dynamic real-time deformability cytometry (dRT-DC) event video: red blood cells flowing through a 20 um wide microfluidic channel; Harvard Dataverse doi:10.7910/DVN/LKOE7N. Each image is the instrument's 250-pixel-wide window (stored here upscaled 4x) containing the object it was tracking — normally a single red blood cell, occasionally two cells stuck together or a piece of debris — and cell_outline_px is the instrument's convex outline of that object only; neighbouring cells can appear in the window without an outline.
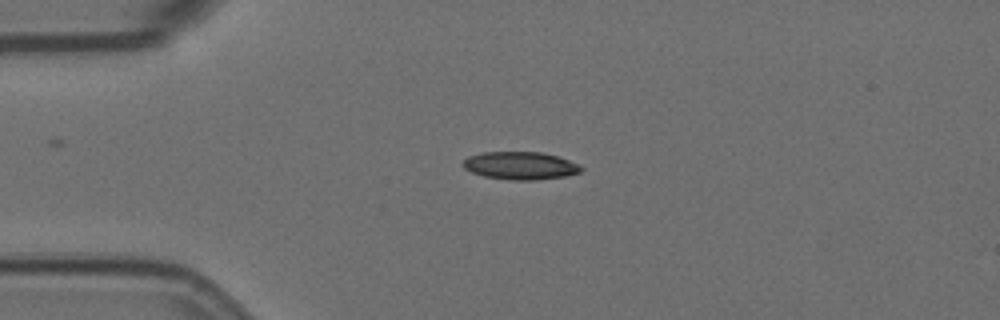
{"species": "Egyptian fruit bat (a non-hibernating species)", "species_latin": "Rousettus aegyptiacus", "temperature_condition": "room temperature", "stored_images_in_passage": 5, "camera_frame_rate_fps": 3000, "um_per_image_px": 0.085, "animal": {"sex": "female"}, "frame": {"image": 1, "passage_image": 5, "time_ms": 5.333, "image_size_px": [1000, 320], "cell_outline_px": [[584, 168], [580, 172], [564, 176], [536, 180], [508, 180], [484, 176], [472, 172], [464, 168], [464, 160], [468, 156], [484, 152], [540, 152], [560, 156], [580, 164]], "centroid_in_image_um": [44.27, 14.07], "position_along_channel_um": 40.7, "area_um2": 19.19}}